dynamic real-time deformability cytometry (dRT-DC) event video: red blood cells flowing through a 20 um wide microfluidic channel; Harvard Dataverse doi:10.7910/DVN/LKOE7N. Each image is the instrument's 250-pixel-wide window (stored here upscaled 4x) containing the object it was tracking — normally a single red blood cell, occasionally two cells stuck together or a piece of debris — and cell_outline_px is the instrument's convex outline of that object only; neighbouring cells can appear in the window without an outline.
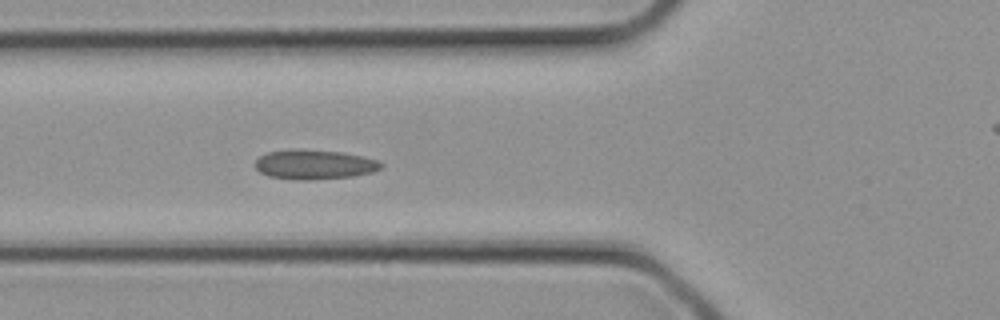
{"species": "common noctule bat (a hibernating species)", "species_latin": "Nyctalus noctula", "temperature_condition": "cold", "stored_images_in_passage": 12, "camera_frame_rate_fps": 3000, "um_per_image_px": 0.085, "animal": {"sex": "female", "body_mass_g": 21.9}, "frame": {"image": 1, "passage_image": 12, "time_ms": 3.667, "image_size_px": [1000, 320], "cell_outline_px": [[384, 164], [380, 168], [372, 172], [352, 176], [312, 180], [296, 180], [268, 176], [260, 172], [256, 168], [256, 160], [260, 156], [268, 152], [292, 148], [300, 148], [344, 152], [364, 156], [380, 160]], "centroid_in_image_um": [26.74, 13.96], "position_along_channel_um": 99.1, "area_um2": 22.08}}